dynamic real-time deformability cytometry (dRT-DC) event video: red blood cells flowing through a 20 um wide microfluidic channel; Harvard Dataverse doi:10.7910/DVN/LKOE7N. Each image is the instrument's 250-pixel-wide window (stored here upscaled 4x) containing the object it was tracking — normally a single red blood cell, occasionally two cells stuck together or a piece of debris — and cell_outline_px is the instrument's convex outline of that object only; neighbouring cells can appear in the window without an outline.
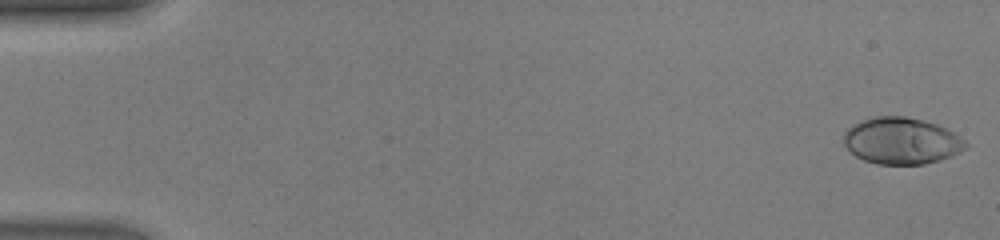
{"species": "human", "species_latin": "Homo sapiens", "temperature_condition": "warm", "stored_images_in_passage": 46, "camera_frame_rate_fps": 3000, "um_per_image_px": 0.085, "donor": {"sex": "male"}, "frame": {"image": 1, "passage_image": 1, "time_ms": 0.0, "image_size_px": [1000, 240], "cell_outline_px": [[968, 148], [952, 156], [940, 160], [924, 164], [876, 164], [864, 160], [856, 156], [844, 144], [844, 132], [852, 124], [860, 120], [876, 116], [904, 116], [924, 120], [936, 124], [960, 136], [968, 144]], "centroid_in_image_um": [76.63, 11.97], "position_along_channel_um": 8.4, "area_um2": 33.23}}
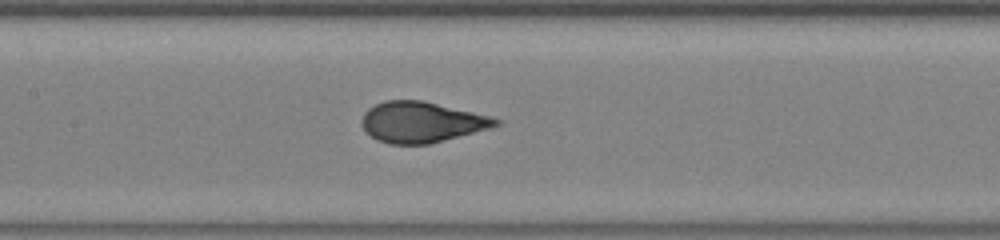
{"frame": {"image": 2, "passage_image": 23, "time_ms": 7.333, "image_size_px": [1000, 240], "cell_outline_px": [[500, 124], [492, 128], [428, 144], [388, 144], [376, 140], [360, 124], [360, 120], [364, 112], [368, 108], [384, 100], [420, 100], [492, 116], [500, 120]], "centroid_in_image_um": [35.82, 10.38], "position_along_channel_um": 171.6, "area_um2": 31.79}}
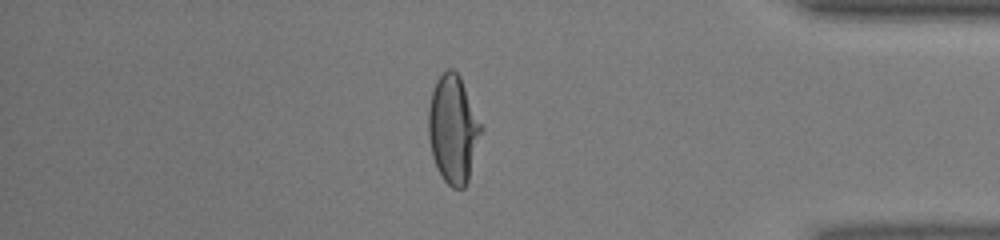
{"frame": {"image": 3, "passage_image": 40, "time_ms": 13.0, "image_size_px": [1000, 240], "cell_outline_px": [[484, 128], [468, 180], [464, 188], [452, 188], [444, 180], [432, 156], [428, 136], [428, 108], [432, 92], [436, 80], [448, 68], [452, 68], [460, 76]], "centroid_in_image_um": [38.53, 10.97], "position_along_channel_um": 396.7, "area_um2": 33.23}, "authors_computed_cell_mechanics": {"area_um2": 32.3969, "velocity_mm_per_s": 4.4646, "shape_relaxation_time_tau1_ms": 5.1413, "shape_relaxation_time_tau2_ms": null, "deformation_change_tau1": 0.2758, "deformation_change_tau2": null}}